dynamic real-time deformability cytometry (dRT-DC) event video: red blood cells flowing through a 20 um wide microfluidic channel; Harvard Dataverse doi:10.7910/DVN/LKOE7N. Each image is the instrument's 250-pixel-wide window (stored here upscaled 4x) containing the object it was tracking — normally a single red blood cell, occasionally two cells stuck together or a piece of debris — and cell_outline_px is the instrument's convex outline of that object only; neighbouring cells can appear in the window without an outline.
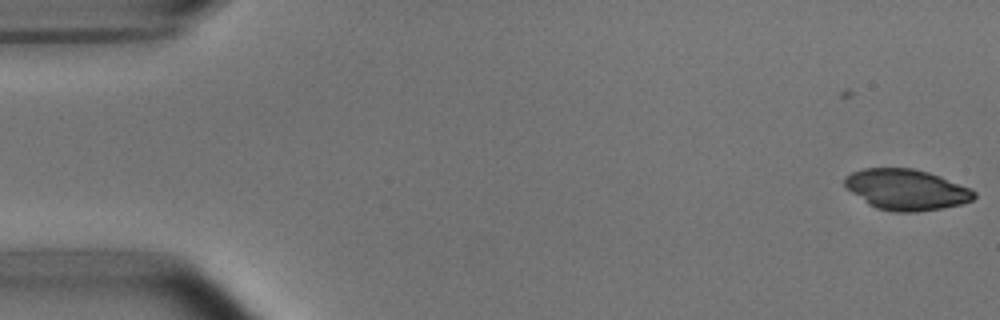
{"species": "common noctule bat (a hibernating species)", "species_latin": "Nyctalus noctula", "temperature_condition": "room temperature", "stored_images_in_passage": 5, "camera_frame_rate_fps": 3000, "um_per_image_px": 0.085, "animal": {"sex": "male", "body_mass_g": 15.6}, "frame": {"image": 1, "passage_image": 2, "time_ms": 1.0, "image_size_px": [1000, 320], "cell_outline_px": [[976, 196], [972, 200], [960, 204], [940, 208], [916, 212], [896, 212], [876, 208], [868, 204], [852, 192], [844, 184], [844, 176], [852, 172], [864, 168], [912, 168], [928, 172], [940, 176], [972, 188], [976, 192]], "centroid_in_image_um": [77.05, 16.11], "position_along_channel_um": 8.0, "area_um2": 30.69}}